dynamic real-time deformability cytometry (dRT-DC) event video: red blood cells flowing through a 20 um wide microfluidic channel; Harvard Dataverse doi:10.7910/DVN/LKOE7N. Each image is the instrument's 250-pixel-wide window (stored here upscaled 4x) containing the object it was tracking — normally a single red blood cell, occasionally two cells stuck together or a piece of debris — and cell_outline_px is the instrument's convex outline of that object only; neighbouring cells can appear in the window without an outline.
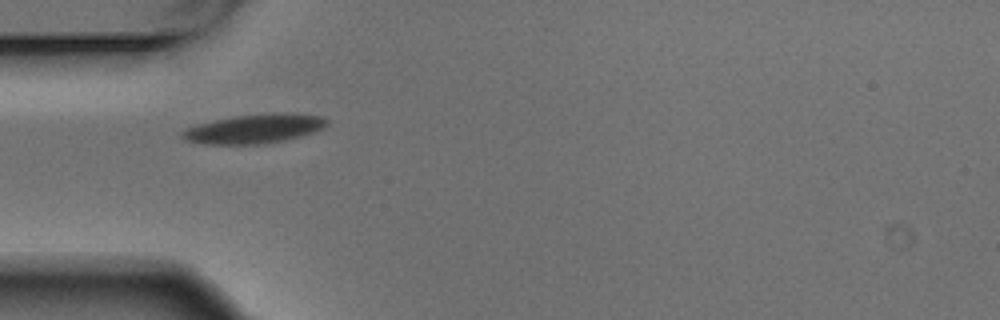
{"species": "Egyptian fruit bat (a non-hibernating species)", "species_latin": "Rousettus aegyptiacus", "temperature_condition": "warm", "stored_images_in_passage": 5, "camera_frame_rate_fps": 3000, "um_per_image_px": 0.085, "animal": {"sex": "male"}, "frame": {"image": 1, "passage_image": 5, "time_ms": 1.333, "image_size_px": [1000, 320], "cell_outline_px": [[328, 124], [324, 128], [300, 136], [260, 144], [204, 144], [188, 140], [180, 136], [180, 132], [184, 128], [196, 124], [212, 120], [236, 116], [288, 112], [320, 116], [328, 120]], "centroid_in_image_um": [21.58, 10.93], "position_along_channel_um": 63.4, "area_um2": 24.39}}